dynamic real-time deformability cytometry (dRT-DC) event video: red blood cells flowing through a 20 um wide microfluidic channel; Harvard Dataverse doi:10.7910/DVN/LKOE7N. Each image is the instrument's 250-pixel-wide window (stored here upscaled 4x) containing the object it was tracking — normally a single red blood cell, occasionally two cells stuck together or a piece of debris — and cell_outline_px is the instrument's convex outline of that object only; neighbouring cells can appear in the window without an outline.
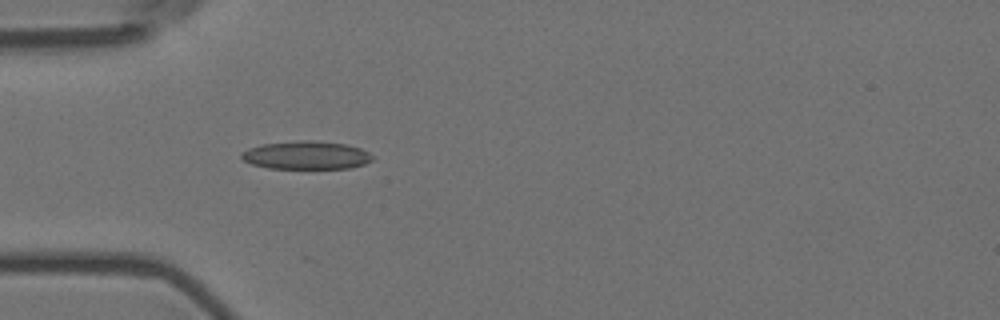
{"species": "Egyptian fruit bat (a non-hibernating species)", "species_latin": "Rousettus aegyptiacus", "temperature_condition": "room temperature", "stored_images_in_passage": 5, "camera_frame_rate_fps": 3000, "um_per_image_px": 0.085, "animal": {"sex": "female"}, "frame": {"image": 1, "passage_image": 5, "time_ms": 1.333, "image_size_px": [1000, 320], "cell_outline_px": [[372, 160], [364, 164], [352, 168], [268, 168], [252, 164], [244, 160], [240, 156], [248, 148], [260, 144], [304, 140], [312, 140], [348, 144], [360, 148], [368, 152], [372, 156]], "centroid_in_image_um": [26.05, 13.19], "position_along_channel_um": 59.0, "area_um2": 21.44}}